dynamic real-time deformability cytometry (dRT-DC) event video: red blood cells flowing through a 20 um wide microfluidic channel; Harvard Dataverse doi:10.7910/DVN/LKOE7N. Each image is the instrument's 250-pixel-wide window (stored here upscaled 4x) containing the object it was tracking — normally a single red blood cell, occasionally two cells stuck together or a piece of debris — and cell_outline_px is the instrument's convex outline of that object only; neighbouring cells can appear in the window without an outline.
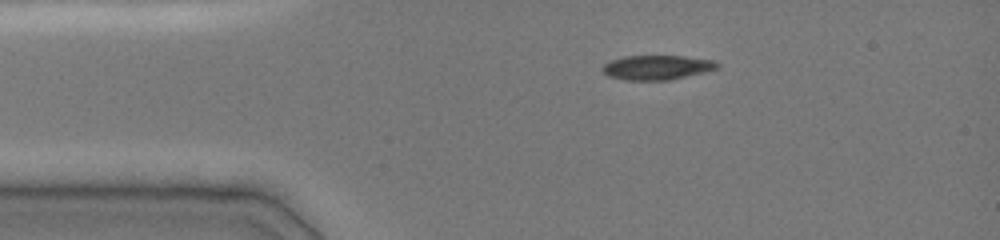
{"species": "common noctule bat (a hibernating species)", "species_latin": "Nyctalus noctula", "temperature_condition": "cold", "stored_images_in_passage": 18, "camera_frame_rate_fps": 3000, "um_per_image_px": 0.085, "animal": {"sex": "female", "body_mass_g": 19.0, "forearm_length_mm": 51.5}, "frame": {"image": 1, "passage_image": 1, "time_ms": 0.0, "image_size_px": [1000, 240], "cell_outline_px": [[720, 68], [704, 72], [668, 80], [628, 80], [608, 76], [600, 68], [608, 60], [624, 56], [684, 56], [716, 60], [720, 64]], "centroid_in_image_um": [55.85, 5.72], "position_along_channel_um": 29.2, "area_um2": 16.53}}
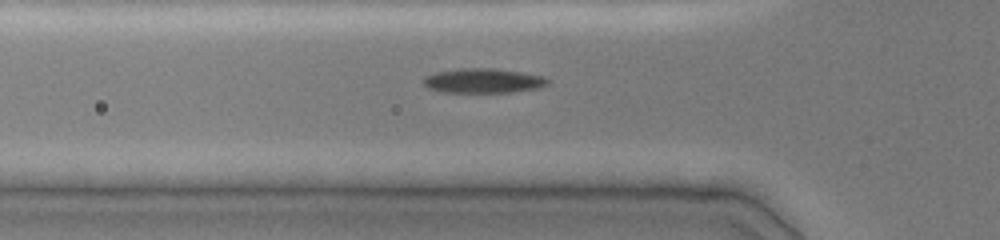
{"frame": {"image": 2, "passage_image": 6, "time_ms": 2.333, "image_size_px": [1000, 240], "cell_outline_px": [[548, 84], [536, 88], [508, 92], [444, 92], [432, 88], [424, 84], [424, 76], [436, 72], [460, 68], [492, 68], [520, 72], [540, 76], [548, 80]], "centroid_in_image_um": [41.04, 6.85], "position_along_channel_um": 84.8, "area_um2": 17.34}}
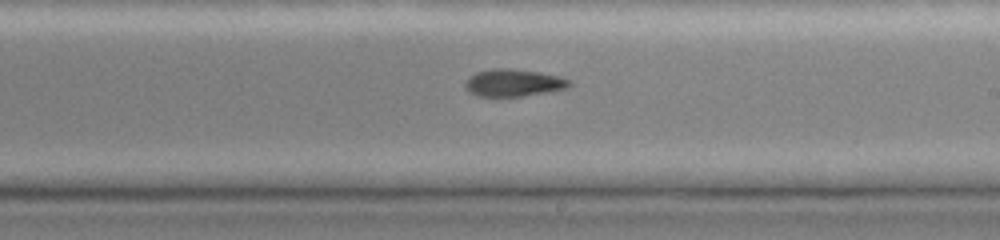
{"frame": {"image": 3, "passage_image": 17, "time_ms": 6.333, "image_size_px": [1000, 240], "cell_outline_px": [[572, 84], [568, 88], [548, 92], [520, 96], [476, 96], [468, 92], [464, 88], [464, 80], [476, 72], [492, 68], [508, 68], [540, 72], [560, 76], [572, 80]], "centroid_in_image_um": [43.64, 7.03], "position_along_channel_um": 245.4, "area_um2": 16.88}}